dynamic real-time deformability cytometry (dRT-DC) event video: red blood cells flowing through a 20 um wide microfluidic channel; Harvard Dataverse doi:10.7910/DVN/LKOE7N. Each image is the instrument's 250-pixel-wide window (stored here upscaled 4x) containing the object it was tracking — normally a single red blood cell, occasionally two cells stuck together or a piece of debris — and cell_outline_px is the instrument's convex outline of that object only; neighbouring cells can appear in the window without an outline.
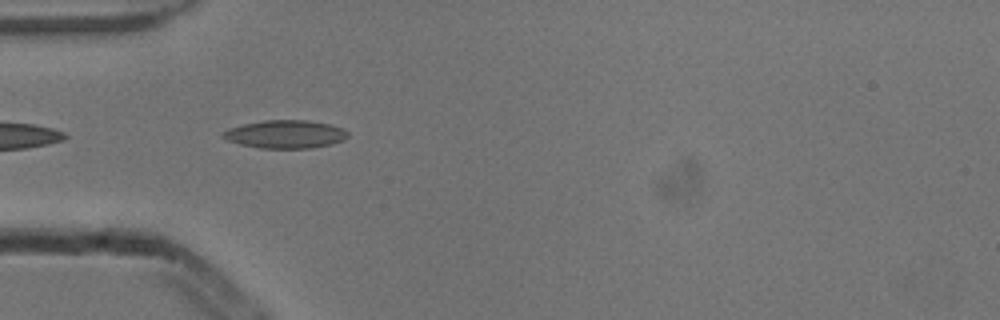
{"species": "common noctule bat (a hibernating species)", "species_latin": "Nyctalus noctula", "temperature_condition": "cold", "stored_images_in_passage": 8, "camera_frame_rate_fps": 3000, "um_per_image_px": 0.085, "animal": {"sex": "male", "body_mass_g": 13.3}, "frame": {"image": 1, "passage_image": 4, "time_ms": 1.0, "image_size_px": [1000, 320], "cell_outline_px": [[348, 136], [344, 140], [332, 144], [312, 148], [260, 148], [240, 144], [228, 140], [220, 136], [220, 132], [228, 128], [244, 124], [264, 120], [308, 120], [332, 124], [344, 128], [348, 132]], "centroid_in_image_um": [24.27, 11.4], "position_along_channel_um": 60.7, "area_um2": 20.69}}
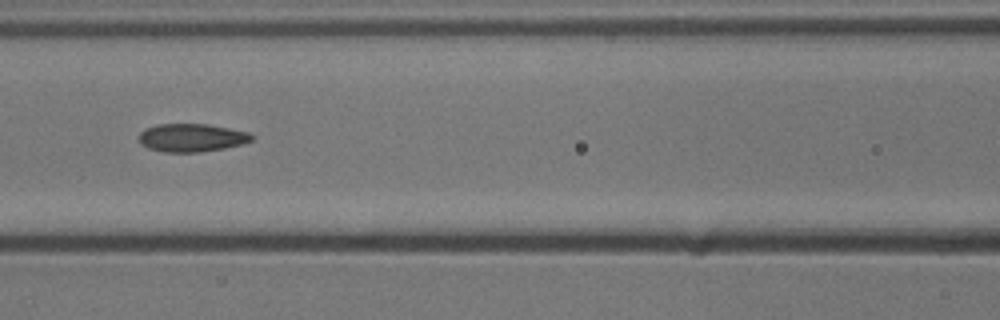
{"frame": {"image": 2, "passage_image": 6, "time_ms": 1.667, "image_size_px": [1000, 320], "cell_outline_px": [[256, 136], [252, 140], [240, 144], [224, 148], [200, 152], [164, 152], [148, 148], [140, 144], [140, 132], [144, 128], [156, 124], [208, 124], [248, 132]], "centroid_in_image_um": [16.27, 11.7], "position_along_channel_um": 150.3, "area_um2": 18.5}}
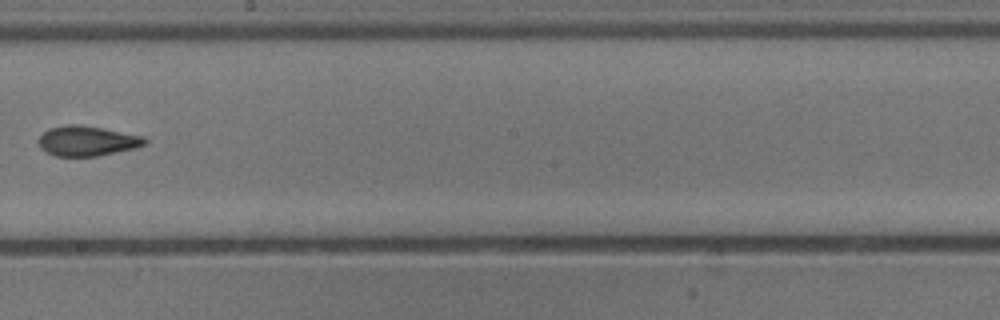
{"frame": {"image": 3, "passage_image": 8, "time_ms": 2.333, "image_size_px": [1000, 320], "cell_outline_px": [[148, 144], [136, 148], [96, 156], [56, 156], [40, 148], [40, 136], [48, 128], [68, 124], [80, 124], [144, 136], [148, 140]], "centroid_in_image_um": [7.45, 11.97], "position_along_channel_um": 240.8, "area_um2": 18.55}}